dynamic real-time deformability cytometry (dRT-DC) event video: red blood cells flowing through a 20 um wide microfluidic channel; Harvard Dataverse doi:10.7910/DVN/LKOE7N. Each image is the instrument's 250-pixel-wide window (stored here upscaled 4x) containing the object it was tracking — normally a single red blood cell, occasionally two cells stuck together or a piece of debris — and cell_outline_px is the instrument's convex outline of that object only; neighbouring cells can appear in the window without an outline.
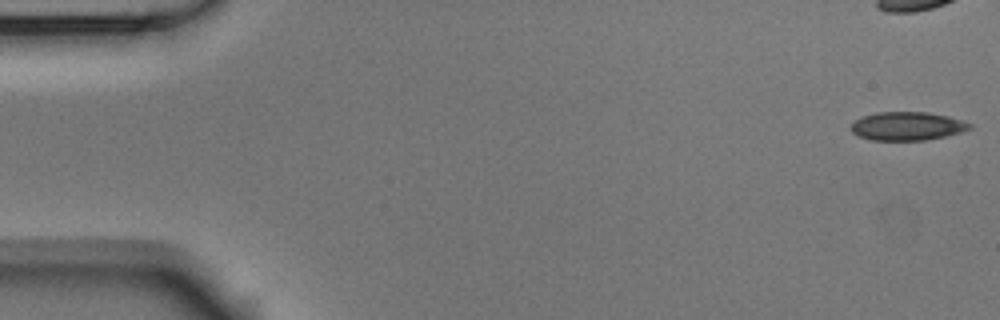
{"species": "Egyptian fruit bat (a non-hibernating species)", "species_latin": "Rousettus aegyptiacus", "temperature_condition": "room temperature", "stored_images_in_passage": 7, "camera_frame_rate_fps": 3000, "um_per_image_px": 0.085, "animal": {"sex": "male"}, "frame": {"image": 1, "passage_image": 1, "time_ms": 0.0, "image_size_px": [1000, 320], "cell_outline_px": [[972, 128], [948, 136], [924, 140], [872, 140], [860, 136], [852, 132], [852, 124], [856, 120], [864, 116], [876, 112], [928, 112], [948, 116], [972, 124]], "centroid_in_image_um": [77.14, 10.72], "position_along_channel_um": 7.9, "area_um2": 19.54}}